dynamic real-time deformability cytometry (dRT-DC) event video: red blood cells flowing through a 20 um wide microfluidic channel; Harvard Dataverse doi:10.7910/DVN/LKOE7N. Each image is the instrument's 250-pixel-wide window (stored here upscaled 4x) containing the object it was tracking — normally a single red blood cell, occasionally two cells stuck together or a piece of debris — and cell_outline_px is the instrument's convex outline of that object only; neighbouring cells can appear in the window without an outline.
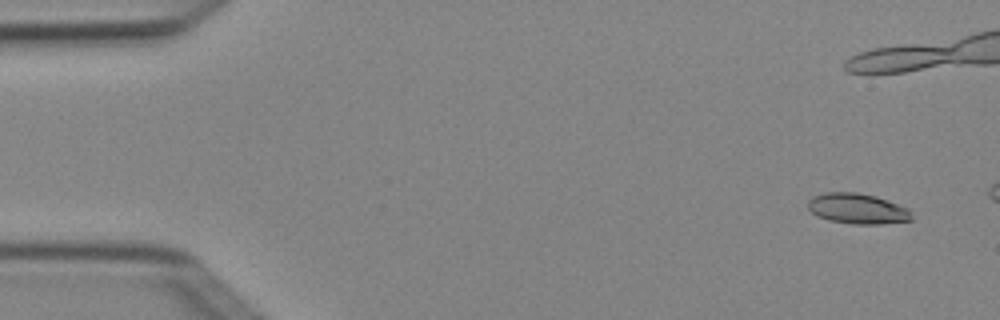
{"species": "Egyptian fruit bat (a non-hibernating species)", "species_latin": "Rousettus aegyptiacus", "temperature_condition": "cold", "stored_images_in_passage": 4, "camera_frame_rate_fps": 3000, "um_per_image_px": 0.085, "animal": {"sex": "female"}, "frame": {"image": 1, "passage_image": 1, "time_ms": 0.0, "image_size_px": [1000, 320], "cell_outline_px": [[912, 220], [880, 224], [852, 224], [828, 220], [816, 216], [808, 208], [808, 200], [812, 196], [824, 192], [856, 192], [876, 196], [908, 208], [912, 212]], "centroid_in_image_um": [72.87, 17.73], "position_along_channel_um": 12.1, "area_um2": 18.55}}